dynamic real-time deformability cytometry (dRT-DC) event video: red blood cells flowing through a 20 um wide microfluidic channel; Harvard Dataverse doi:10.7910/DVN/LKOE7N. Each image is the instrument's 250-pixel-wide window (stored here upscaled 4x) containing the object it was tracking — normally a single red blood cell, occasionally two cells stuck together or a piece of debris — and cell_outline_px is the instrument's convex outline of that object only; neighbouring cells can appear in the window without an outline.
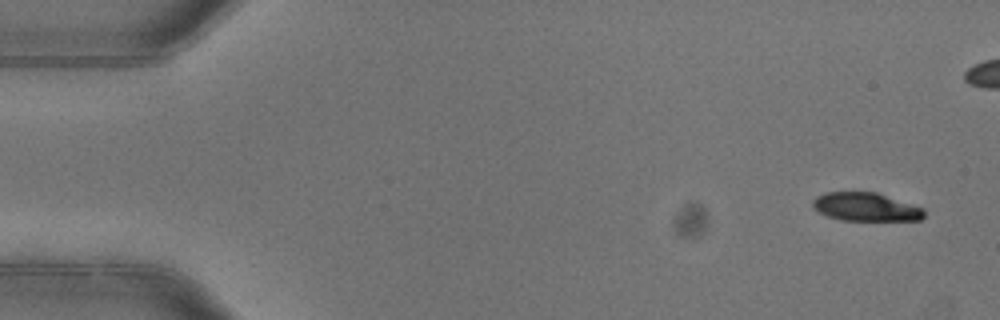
{"species": "common noctule bat (a hibernating species)", "species_latin": "Nyctalus noctula", "temperature_condition": "warm", "stored_images_in_passage": 5, "camera_frame_rate_fps": 3000, "um_per_image_px": 0.085, "animal": {"sex": "female"}, "frame": {"image": 1, "passage_image": 1, "time_ms": 0.0, "image_size_px": [1000, 320], "cell_outline_px": [[924, 216], [920, 220], [840, 220], [828, 216], [812, 208], [812, 200], [816, 196], [824, 192], [876, 192], [924, 208]], "centroid_in_image_um": [73.56, 17.58], "position_along_channel_um": 11.4, "area_um2": 18.44}}